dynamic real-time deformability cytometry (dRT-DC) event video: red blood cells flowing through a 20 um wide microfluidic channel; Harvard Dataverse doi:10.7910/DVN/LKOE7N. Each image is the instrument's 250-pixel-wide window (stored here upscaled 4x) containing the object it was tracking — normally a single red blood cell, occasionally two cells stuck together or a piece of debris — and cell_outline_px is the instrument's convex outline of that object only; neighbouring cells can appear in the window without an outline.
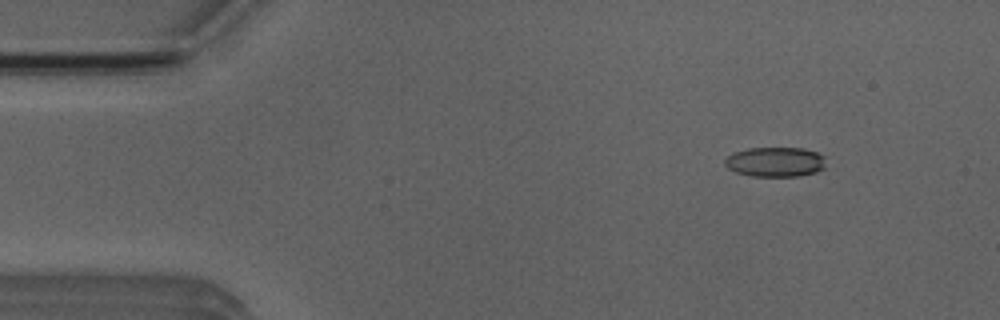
{"species": "Egyptian fruit bat (a non-hibernating species)", "species_latin": "Rousettus aegyptiacus", "temperature_condition": "room temperature", "stored_images_in_passage": 52, "camera_frame_rate_fps": 3000, "um_per_image_px": 0.085, "animal": {"sex": "male"}, "frame": {"image": 1, "passage_image": 6, "time_ms": 1.667, "image_size_px": [1000, 320], "cell_outline_px": [[824, 168], [816, 172], [800, 176], [752, 176], [736, 172], [728, 168], [724, 164], [724, 160], [728, 156], [736, 152], [748, 148], [804, 148], [816, 152], [824, 156]], "centroid_in_image_um": [65.9, 13.76], "position_along_channel_um": 19.1, "area_um2": 17.46}}
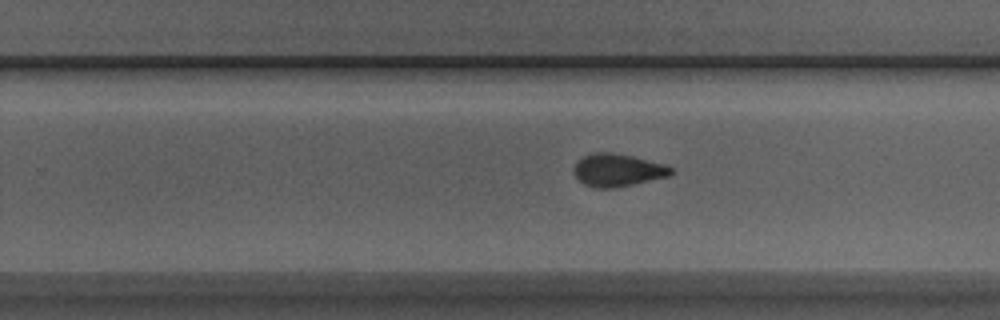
{"frame": {"image": 2, "passage_image": 32, "time_ms": 10.333, "image_size_px": [1000, 320], "cell_outline_px": [[676, 172], [668, 176], [632, 184], [612, 188], [596, 188], [584, 184], [576, 176], [572, 168], [576, 160], [592, 152], [612, 152], [632, 156], [664, 164], [672, 168]], "centroid_in_image_um": [52.47, 14.45], "position_along_channel_um": 277.3, "area_um2": 18.5}}
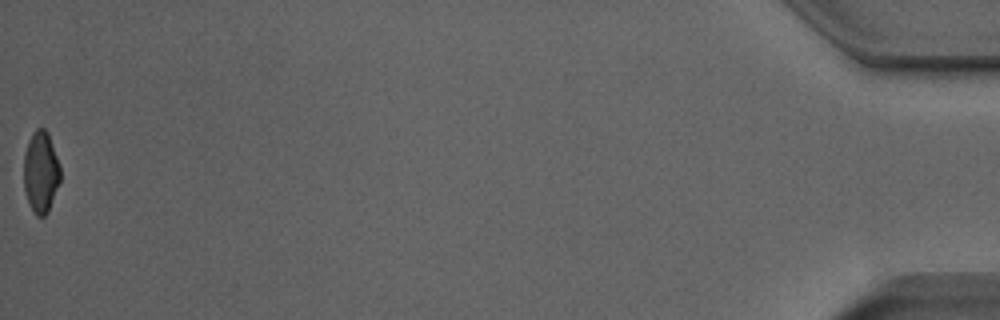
{"frame": {"image": 3, "passage_image": 52, "time_ms": 17.0, "image_size_px": [1000, 320], "cell_outline_px": [[60, 180], [48, 212], [44, 216], [36, 216], [28, 204], [24, 188], [24, 152], [28, 140], [32, 132], [36, 128], [44, 128], [48, 132], [60, 164]], "centroid_in_image_um": [3.46, 14.6], "position_along_channel_um": 431.7, "area_um2": 17.57}, "authors_computed_cell_mechanics": {"area_um2": 18.2937, "velocity_mm_per_s": 3.9396, "shape_relaxation_time_tau1_ms": 8.2491, "shape_relaxation_time_tau2_ms": 1.6593, "deformation_change_tau1": 0.1893, "deformation_change_tau2": 0.0727}}